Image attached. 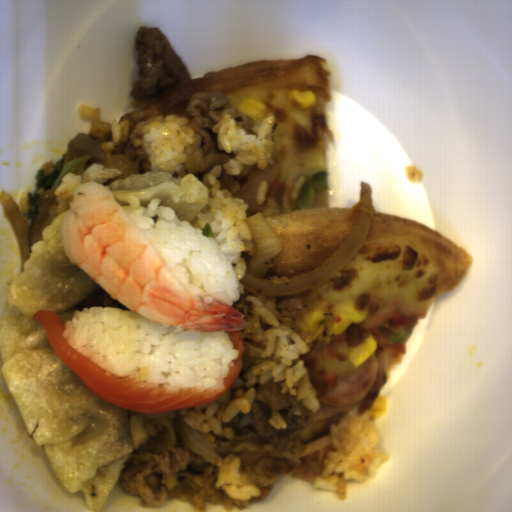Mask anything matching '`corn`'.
<instances>
[{"label": "corn", "instance_id": "obj_1", "mask_svg": "<svg viewBox=\"0 0 512 512\" xmlns=\"http://www.w3.org/2000/svg\"><path fill=\"white\" fill-rule=\"evenodd\" d=\"M369 315L367 310H359L356 308H347L344 311L335 314L332 325V334L342 335L351 324H360L366 321Z\"/></svg>", "mask_w": 512, "mask_h": 512}, {"label": "corn", "instance_id": "obj_2", "mask_svg": "<svg viewBox=\"0 0 512 512\" xmlns=\"http://www.w3.org/2000/svg\"><path fill=\"white\" fill-rule=\"evenodd\" d=\"M377 343L373 335H369L363 339V341L353 349L349 356L350 363L352 366L358 367L366 362L371 355L376 351Z\"/></svg>", "mask_w": 512, "mask_h": 512}, {"label": "corn", "instance_id": "obj_3", "mask_svg": "<svg viewBox=\"0 0 512 512\" xmlns=\"http://www.w3.org/2000/svg\"><path fill=\"white\" fill-rule=\"evenodd\" d=\"M237 110L251 118L254 119H260L265 114V108L264 104L260 103L257 100L250 99V98H244L239 102V104L236 107Z\"/></svg>", "mask_w": 512, "mask_h": 512}, {"label": "corn", "instance_id": "obj_4", "mask_svg": "<svg viewBox=\"0 0 512 512\" xmlns=\"http://www.w3.org/2000/svg\"><path fill=\"white\" fill-rule=\"evenodd\" d=\"M287 97L297 108H307L313 106L316 102L315 95L312 92L294 87Z\"/></svg>", "mask_w": 512, "mask_h": 512}, {"label": "corn", "instance_id": "obj_5", "mask_svg": "<svg viewBox=\"0 0 512 512\" xmlns=\"http://www.w3.org/2000/svg\"><path fill=\"white\" fill-rule=\"evenodd\" d=\"M324 316L321 311H312L299 319L296 323L297 328L302 331H317L322 323Z\"/></svg>", "mask_w": 512, "mask_h": 512}]
</instances>
